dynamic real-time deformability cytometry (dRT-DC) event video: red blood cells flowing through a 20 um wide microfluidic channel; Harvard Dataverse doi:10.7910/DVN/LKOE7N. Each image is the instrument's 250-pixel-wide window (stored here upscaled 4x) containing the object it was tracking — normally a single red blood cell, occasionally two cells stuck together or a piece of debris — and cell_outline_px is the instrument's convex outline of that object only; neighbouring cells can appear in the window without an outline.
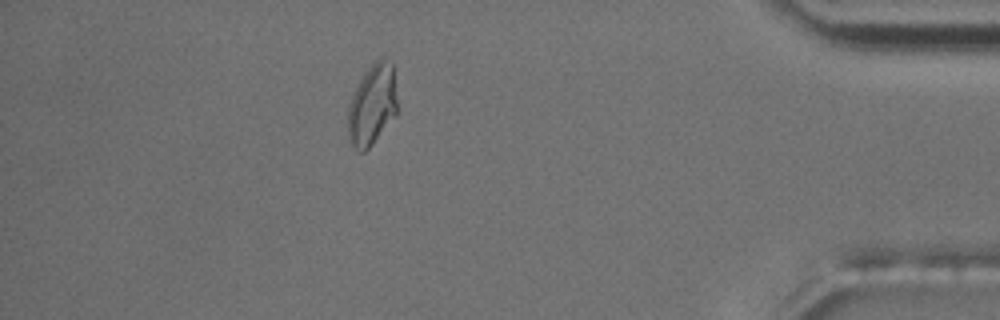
{"species": "common noctule bat (a hibernating species)", "species_latin": "Nyctalus noctula", "temperature_condition": "room temperature", "stored_images_in_passage": 44, "camera_frame_rate_fps": 3000, "um_per_image_px": 0.085, "animal": {"sex": "male", "body_mass_g": 17.5, "forearm_length_mm": 52.3}, "frame": {"image": 1, "passage_image": 38, "time_ms": 12.333, "image_size_px": [1000, 320], "cell_outline_px": [[396, 116], [372, 144], [364, 152], [360, 152], [348, 140], [348, 108], [352, 96], [364, 72], [380, 56], [384, 56], [392, 64], [396, 100]], "centroid_in_image_um": [31.63, 8.91], "position_along_channel_um": 403.6, "area_um2": 23.06}, "authors_computed_cell_mechanics": {"area_um2": 20.0566, "velocity_mm_per_s": 3.6543, "shape_relaxation_time_tau1_ms": 5.0252, "shape_relaxation_time_tau2_ms": 1.8053, "deformation_change_tau1": 0.184, "deformation_change_tau2": 0.0614}}